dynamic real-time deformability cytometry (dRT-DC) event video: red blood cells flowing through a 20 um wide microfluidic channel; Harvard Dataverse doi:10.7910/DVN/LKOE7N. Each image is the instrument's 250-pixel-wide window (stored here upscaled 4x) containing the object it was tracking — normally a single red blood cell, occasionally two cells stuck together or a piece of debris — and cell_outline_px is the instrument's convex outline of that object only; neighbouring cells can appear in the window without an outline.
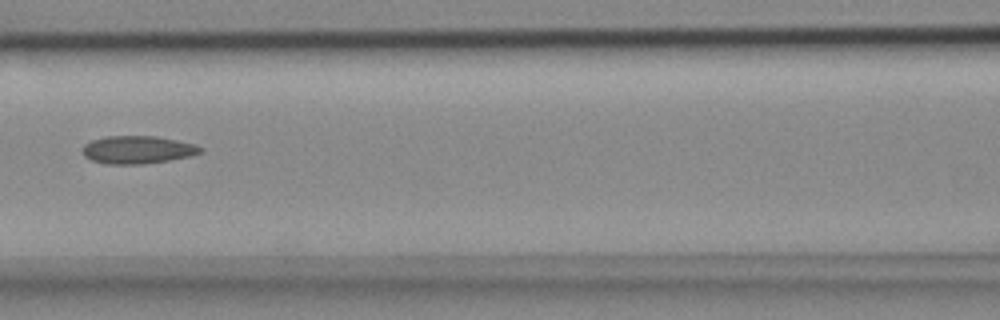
{"species": "common noctule bat (a hibernating species)", "species_latin": "Nyctalus noctula", "temperature_condition": "cold", "stored_images_in_passage": 9, "camera_frame_rate_fps": 3000, "um_per_image_px": 0.085, "animal": {"sex": "female", "body_mass_g": 18.4}, "frame": {"image": 1, "passage_image": 3, "time_ms": 0.667, "image_size_px": [1000, 320], "cell_outline_px": [[204, 148], [200, 152], [192, 156], [144, 164], [104, 164], [92, 160], [84, 156], [84, 144], [92, 140], [108, 136], [156, 136], [196, 144]], "centroid_in_image_um": [11.72, 12.73], "position_along_channel_um": 154.9, "area_um2": 19.07}}
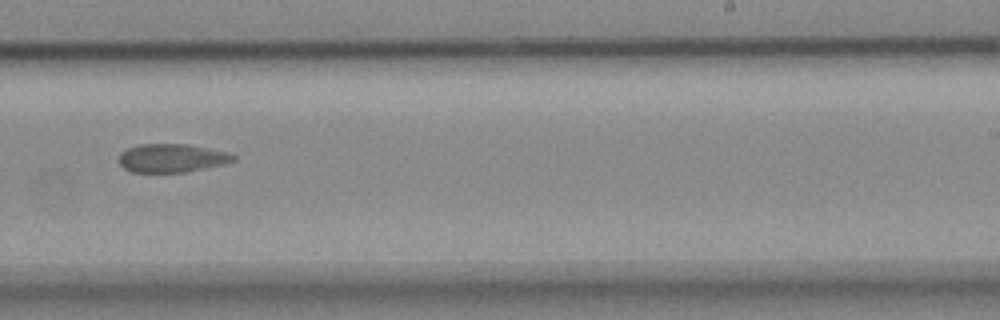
{"frame": {"image": 2, "passage_image": 6, "time_ms": 1.667, "image_size_px": [1000, 320], "cell_outline_px": [[236, 160], [204, 168], [184, 172], [132, 172], [124, 168], [120, 164], [120, 152], [128, 148], [140, 144], [188, 144], [228, 152], [236, 156]], "centroid_in_image_um": [14.59, 13.43], "position_along_channel_um": 274.4, "area_um2": 18.79}}
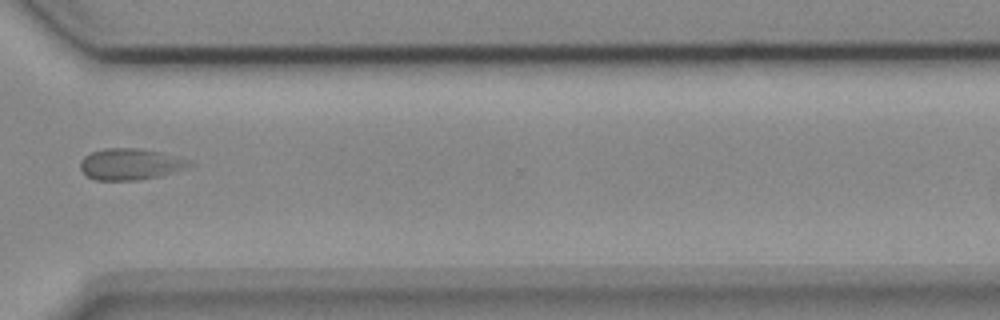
{"frame": {"image": 3, "passage_image": 8, "time_ms": 2.333, "image_size_px": [1000, 320], "cell_outline_px": [[196, 164], [160, 176], [136, 180], [96, 180], [88, 176], [80, 168], [80, 160], [84, 156], [92, 152], [104, 148], [140, 148], [188, 160]], "centroid_in_image_um": [11.03, 13.95], "position_along_channel_um": 359.6, "area_um2": 19.59}}